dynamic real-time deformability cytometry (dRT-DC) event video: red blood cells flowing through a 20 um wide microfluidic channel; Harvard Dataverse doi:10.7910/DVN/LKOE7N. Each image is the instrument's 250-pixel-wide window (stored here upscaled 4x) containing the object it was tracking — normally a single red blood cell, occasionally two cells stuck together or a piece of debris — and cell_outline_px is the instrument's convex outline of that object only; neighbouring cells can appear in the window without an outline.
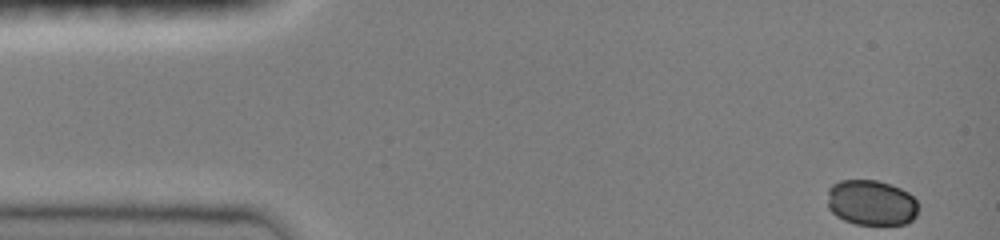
{"species": "common noctule bat (a hibernating species)", "species_latin": "Nyctalus noctula", "temperature_condition": "room temperature", "stored_images_in_passage": 42, "camera_frame_rate_fps": 3000, "um_per_image_px": 0.085, "animal": {"sex": "female", "body_mass_g": 19.0, "forearm_length_mm": 51.5}, "frame": {"image": 1, "passage_image": 1, "time_ms": 0.0, "image_size_px": [1000, 240], "cell_outline_px": [[916, 216], [908, 224], [856, 224], [844, 220], [836, 216], [828, 208], [828, 188], [832, 184], [840, 180], [876, 180], [900, 188], [908, 192], [916, 200]], "centroid_in_image_um": [74.03, 17.23], "position_along_channel_um": 11.0, "area_um2": 24.04}}
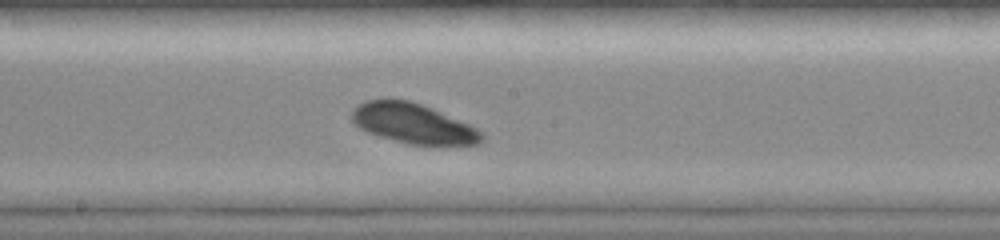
{"frame": {"image": 2, "passage_image": 24, "time_ms": 7.667, "image_size_px": [1000, 240], "cell_outline_px": [[484, 140], [480, 144], [408, 144], [380, 136], [368, 132], [360, 128], [352, 120], [352, 108], [356, 104], [364, 100], [384, 96], [408, 100], [432, 108], [468, 124], [476, 128], [484, 136]], "centroid_in_image_um": [35.04, 10.44], "position_along_channel_um": 213.2, "area_um2": 30.4}}
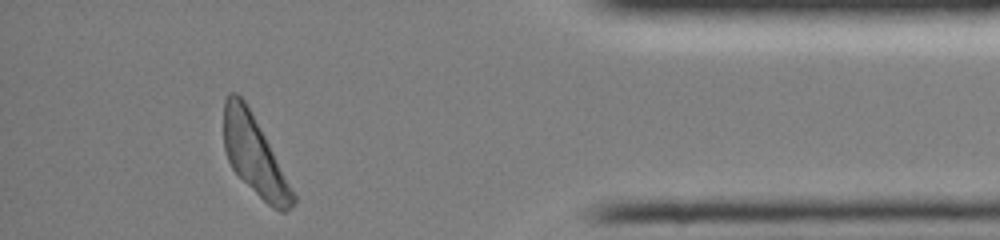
{"frame": {"image": 3, "passage_image": 41, "time_ms": 13.333, "image_size_px": [1000, 240], "cell_outline_px": [[296, 200], [284, 212], [280, 212], [272, 208], [232, 168], [228, 160], [224, 148], [224, 100], [228, 92], [236, 92], [244, 100], [264, 136], [296, 196]], "centroid_in_image_um": [21.59, 13.19], "position_along_channel_um": 413.6, "area_um2": 30.58}}